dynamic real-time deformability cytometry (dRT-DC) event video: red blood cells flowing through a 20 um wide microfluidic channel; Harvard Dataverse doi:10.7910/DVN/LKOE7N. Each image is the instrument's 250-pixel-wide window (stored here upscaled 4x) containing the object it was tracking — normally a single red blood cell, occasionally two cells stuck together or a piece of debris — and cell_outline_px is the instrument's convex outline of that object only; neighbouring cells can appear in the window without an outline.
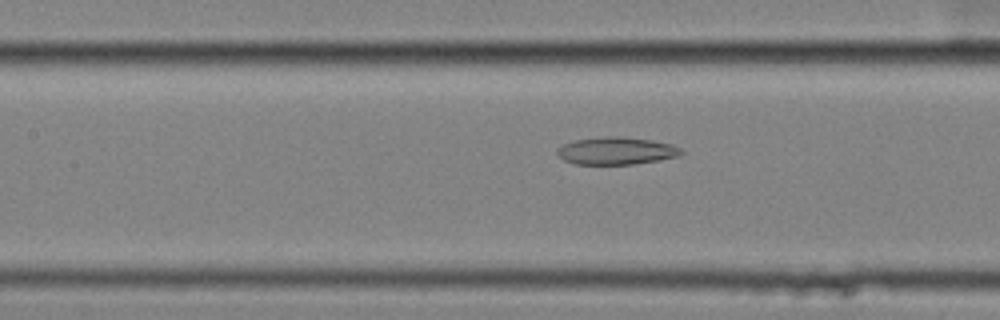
{"species": "common noctule bat (a hibernating species)", "species_latin": "Nyctalus noctula", "temperature_condition": "cold", "stored_images_in_passage": 58, "camera_frame_rate_fps": 3000, "um_per_image_px": 0.085, "animal": {"sex": "female", "body_mass_g": 25.1}, "frame": {"image": 1, "passage_image": 27, "time_ms": 8.667, "image_size_px": [1000, 320], "cell_outline_px": [[684, 152], [680, 156], [660, 160], [632, 164], [576, 164], [564, 160], [556, 152], [556, 148], [564, 144], [576, 140], [608, 136], [620, 136], [652, 140], [672, 144], [680, 148]], "centroid_in_image_um": [52.42, 12.82], "position_along_channel_um": 155.0, "area_um2": 19.83}}
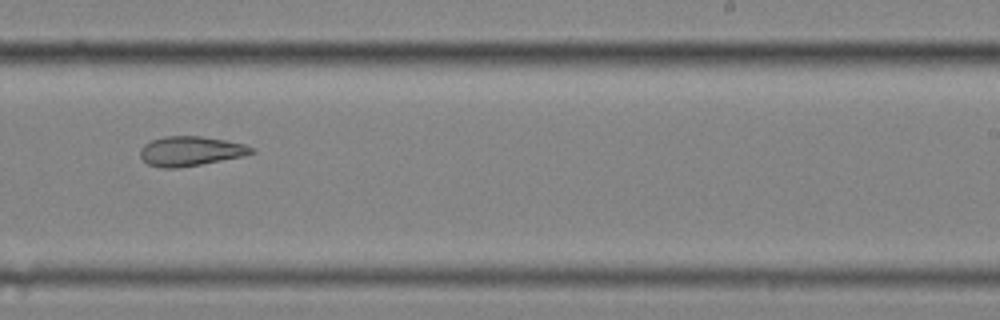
{"frame": {"image": 2, "passage_image": 37, "time_ms": 12.0, "image_size_px": [1000, 320], "cell_outline_px": [[256, 152], [244, 156], [200, 164], [176, 168], [160, 168], [148, 164], [140, 156], [140, 148], [144, 144], [152, 140], [164, 136], [200, 136], [224, 140], [244, 144], [256, 148]], "centroid_in_image_um": [16.2, 12.84], "position_along_channel_um": 272.8, "area_um2": 19.19}}
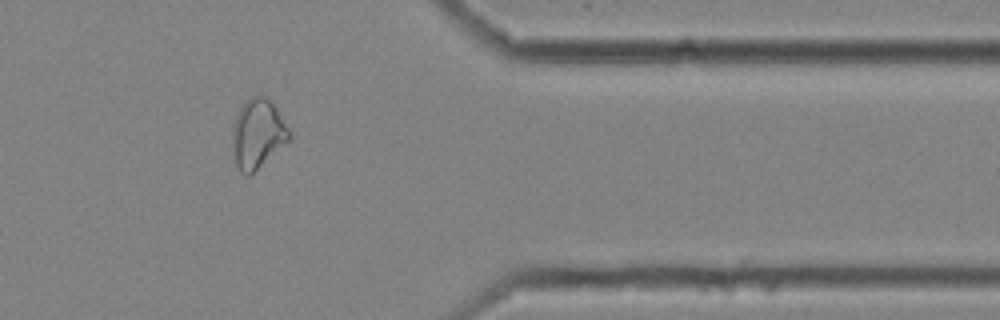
{"frame": {"image": 3, "passage_image": 48, "time_ms": 15.667, "image_size_px": [1000, 320], "cell_outline_px": [[292, 140], [248, 176], [244, 176], [240, 172], [236, 164], [232, 144], [232, 128], [236, 116], [240, 108], [248, 100], [256, 96], [264, 96], [276, 108], [292, 132]], "centroid_in_image_um": [21.93, 11.41], "position_along_channel_um": 389.5, "area_um2": 22.95}}